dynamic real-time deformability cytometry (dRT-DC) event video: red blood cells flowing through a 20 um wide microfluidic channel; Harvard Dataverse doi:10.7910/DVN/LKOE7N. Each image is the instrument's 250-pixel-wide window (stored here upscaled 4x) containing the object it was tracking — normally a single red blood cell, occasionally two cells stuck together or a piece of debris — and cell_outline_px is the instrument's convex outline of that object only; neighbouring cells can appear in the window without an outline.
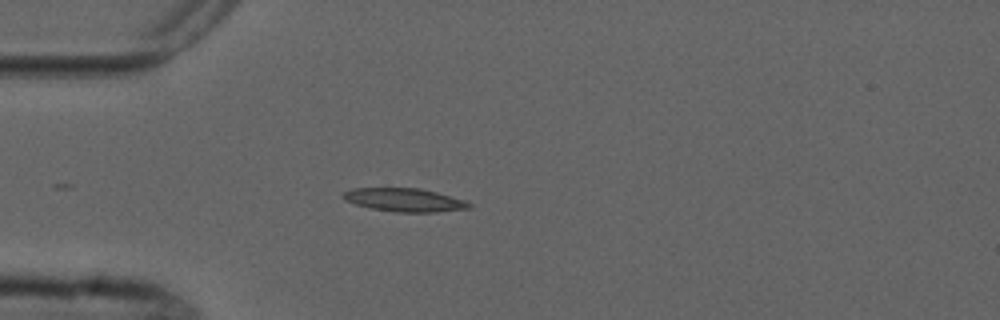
{"species": "common noctule bat (a hibernating species)", "species_latin": "Nyctalus noctula", "temperature_condition": "cold", "stored_images_in_passage": 3, "camera_frame_rate_fps": 3000, "um_per_image_px": 0.085, "animal": {"sex": "male", "forearm_length_mm": 52.5}, "frame": {"image": 1, "passage_image": 3, "time_ms": 3.333, "image_size_px": [1000, 320], "cell_outline_px": [[472, 208], [436, 212], [396, 212], [372, 208], [356, 204], [344, 200], [340, 196], [344, 192], [352, 188], [420, 188], [468, 200], [472, 204]], "centroid_in_image_um": [34.42, 16.99], "position_along_channel_um": 50.6, "area_um2": 17.28}}